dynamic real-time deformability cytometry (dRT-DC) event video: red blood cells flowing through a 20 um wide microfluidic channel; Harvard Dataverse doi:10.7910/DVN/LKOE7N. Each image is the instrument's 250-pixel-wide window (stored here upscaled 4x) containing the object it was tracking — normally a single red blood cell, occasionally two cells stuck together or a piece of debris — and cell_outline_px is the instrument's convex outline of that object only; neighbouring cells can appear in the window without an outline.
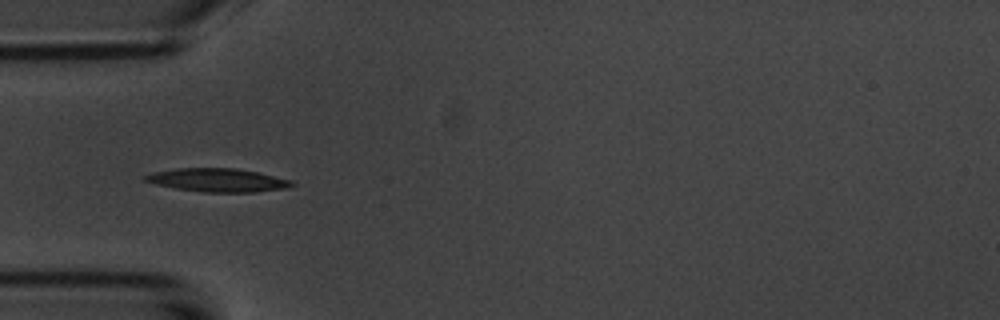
{"species": "common noctule bat (a hibernating species)", "species_latin": "Nyctalus noctula", "temperature_condition": "room temperature", "stored_images_in_passage": 38, "camera_frame_rate_fps": 3000, "um_per_image_px": 0.085, "animal": {"sex": "male", "body_mass_g": 20.1, "forearm_length_mm": 53.5}, "frame": {"image": 1, "passage_image": 1, "time_ms": 0.0, "image_size_px": [1000, 320], "cell_outline_px": [[296, 184], [288, 188], [256, 192], [204, 192], [176, 188], [156, 184], [144, 180], [140, 176], [152, 172], [176, 168], [236, 168], [256, 172], [292, 180]], "centroid_in_image_um": [18.49, 15.31], "position_along_channel_um": 66.5, "area_um2": 20.06}}
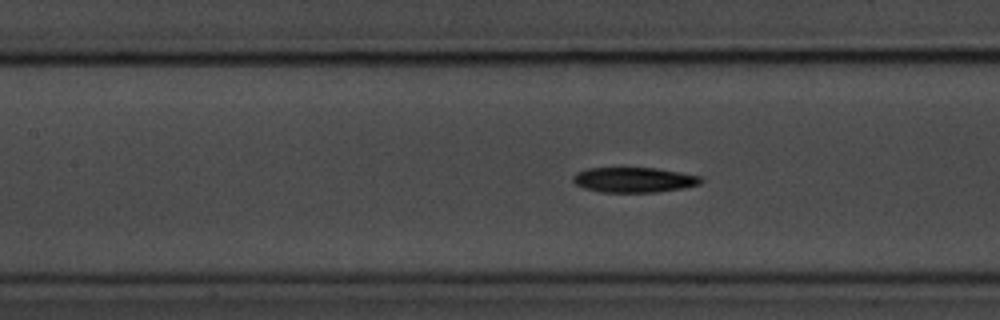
{"frame": {"image": 2, "passage_image": 8, "time_ms": 2.333, "image_size_px": [1000, 320], "cell_outline_px": [[704, 180], [700, 184], [684, 188], [656, 192], [600, 192], [584, 188], [576, 184], [572, 180], [572, 176], [576, 172], [588, 168], [656, 168], [680, 172], [700, 176]], "centroid_in_image_um": [53.88, 15.29], "position_along_channel_um": 153.5, "area_um2": 18.79}}
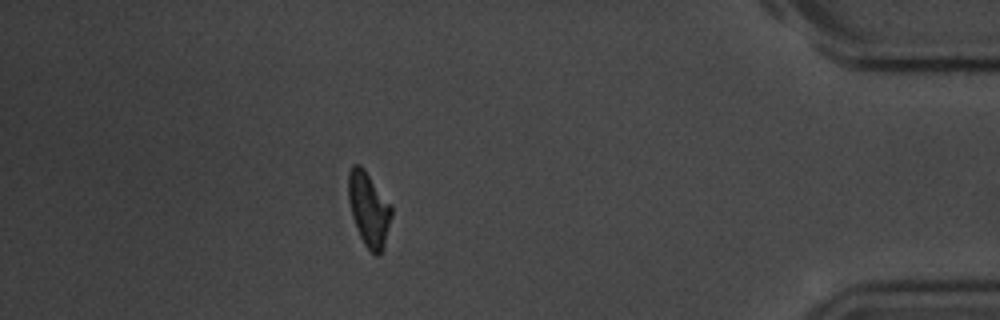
{"frame": {"image": 3, "passage_image": 32, "time_ms": 10.333, "image_size_px": [1000, 320], "cell_outline_px": [[392, 216], [384, 244], [380, 256], [376, 256], [364, 244], [356, 228], [352, 216], [348, 200], [348, 172], [352, 164], [360, 164], [364, 168], [392, 204]], "centroid_in_image_um": [31.35, 17.74], "position_along_channel_um": 403.9, "area_um2": 18.9}, "authors_computed_cell_mechanics": {"area_um2": 18.8717, "velocity_mm_per_s": 3.706, "shape_relaxation_time_tau1_ms": 4.072, "shape_relaxation_time_tau2_ms": null, "deformation_change_tau1": 0.1471, "deformation_change_tau2": null}}